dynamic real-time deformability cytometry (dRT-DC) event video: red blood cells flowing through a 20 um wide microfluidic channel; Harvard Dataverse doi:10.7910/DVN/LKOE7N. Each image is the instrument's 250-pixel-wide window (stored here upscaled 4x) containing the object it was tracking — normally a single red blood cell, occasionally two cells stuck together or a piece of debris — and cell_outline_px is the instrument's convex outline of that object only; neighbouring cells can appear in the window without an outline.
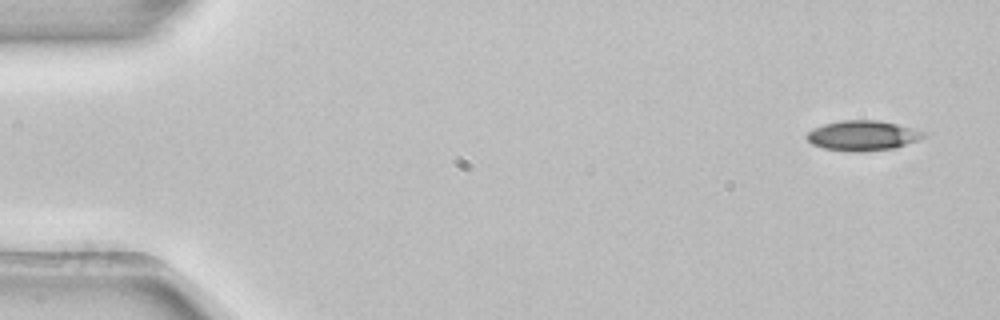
{"species": "common noctule bat (a hibernating species)", "species_latin": "Nyctalus noctula", "temperature_condition": "room temperature", "stored_images_in_passage": 5, "camera_frame_rate_fps": 3000, "um_per_image_px": 0.085, "animal": {"sex": "female", "body_mass_g": 22.7, "forearm_length_mm": 54.2}, "frame": {"image": 1, "passage_image": 1, "time_ms": 0.0, "image_size_px": [1000, 320], "cell_outline_px": [[928, 136], [920, 140], [896, 148], [864, 152], [856, 152], [824, 148], [812, 144], [804, 136], [812, 128], [824, 124], [840, 120], [876, 120], [916, 128], [928, 132]], "centroid_in_image_um": [73.39, 11.52], "position_along_channel_um": 11.6, "area_um2": 20.87}}
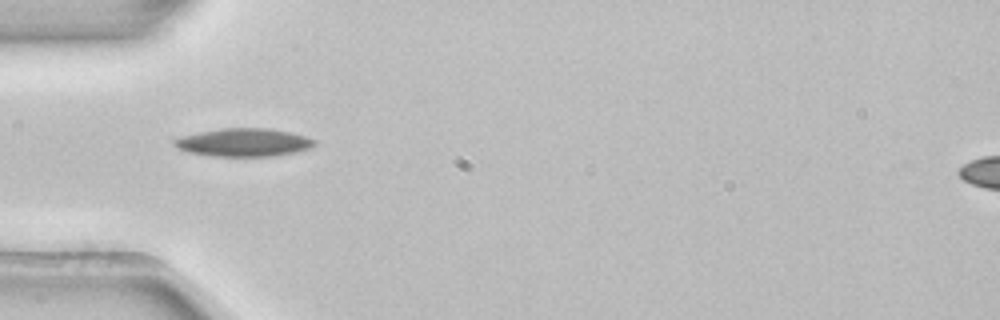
{"frame": {"image": 2, "passage_image": 4, "time_ms": 1.0, "image_size_px": [1000, 320], "cell_outline_px": [[316, 144], [308, 148], [296, 152], [276, 156], [212, 156], [188, 152], [172, 144], [172, 140], [180, 136], [200, 132], [224, 128], [268, 128], [292, 132], [316, 140]], "centroid_in_image_um": [20.72, 12.1], "position_along_channel_um": 64.3, "area_um2": 22.95}}